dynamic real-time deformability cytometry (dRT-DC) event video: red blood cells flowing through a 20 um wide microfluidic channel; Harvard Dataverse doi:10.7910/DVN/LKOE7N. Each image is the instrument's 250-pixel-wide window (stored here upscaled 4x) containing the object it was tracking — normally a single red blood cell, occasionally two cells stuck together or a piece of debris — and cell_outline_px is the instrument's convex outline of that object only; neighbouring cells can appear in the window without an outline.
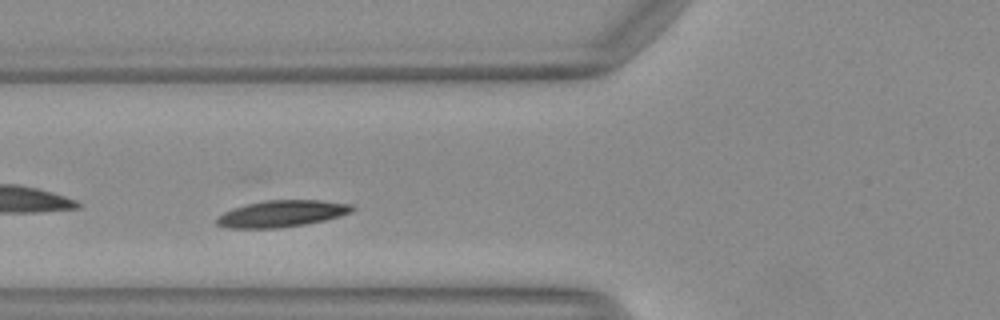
{"species": "Egyptian fruit bat (a non-hibernating species)", "species_latin": "Rousettus aegyptiacus", "temperature_condition": "warm", "stored_images_in_passage": 33, "camera_frame_rate_fps": 3000, "um_per_image_px": 0.085, "animal": {"sex": "female"}, "frame": {"image": 1, "passage_image": 5, "time_ms": 1.333, "image_size_px": [1000, 320], "cell_outline_px": [[356, 208], [352, 212], [340, 216], [324, 220], [304, 224], [280, 228], [224, 228], [216, 224], [216, 216], [232, 208], [264, 200], [320, 200], [352, 204]], "centroid_in_image_um": [23.93, 18.16], "position_along_channel_um": 101.9, "area_um2": 21.15}}
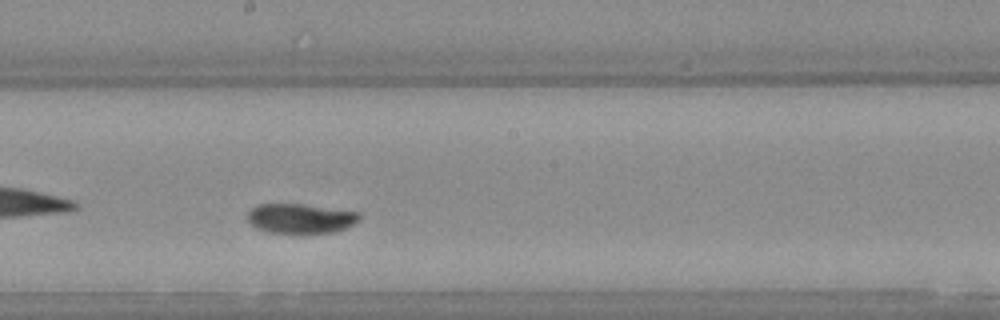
{"frame": {"image": 2, "passage_image": 14, "time_ms": 4.333, "image_size_px": [1000, 320], "cell_outline_px": [[360, 220], [348, 228], [336, 232], [300, 236], [268, 232], [256, 228], [248, 220], [248, 212], [256, 204], [300, 204], [360, 212]], "centroid_in_image_um": [25.57, 18.62], "position_along_channel_um": 222.6, "area_um2": 20.17}}
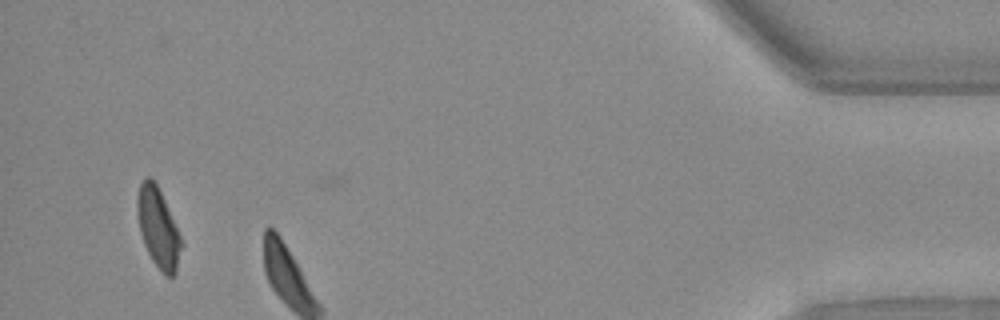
{"frame": {"image": 3, "passage_image": 32, "time_ms": 10.333, "image_size_px": [1000, 320], "cell_outline_px": [[184, 244], [176, 272], [172, 276], [168, 276], [152, 260], [144, 244], [140, 232], [136, 204], [136, 200], [140, 184], [148, 176], [156, 180]], "centroid_in_image_um": [13.46, 19.33], "position_along_channel_um": 421.7, "area_um2": 20.4}, "authors_computed_cell_mechanics": {"area_um2": 20.4612, "velocity_mm_per_s": 4.0438, "shape_relaxation_time_tau1_ms": 2.5442, "shape_relaxation_time_tau2_ms": null, "deformation_change_tau1": 0.1346, "deformation_change_tau2": null}}